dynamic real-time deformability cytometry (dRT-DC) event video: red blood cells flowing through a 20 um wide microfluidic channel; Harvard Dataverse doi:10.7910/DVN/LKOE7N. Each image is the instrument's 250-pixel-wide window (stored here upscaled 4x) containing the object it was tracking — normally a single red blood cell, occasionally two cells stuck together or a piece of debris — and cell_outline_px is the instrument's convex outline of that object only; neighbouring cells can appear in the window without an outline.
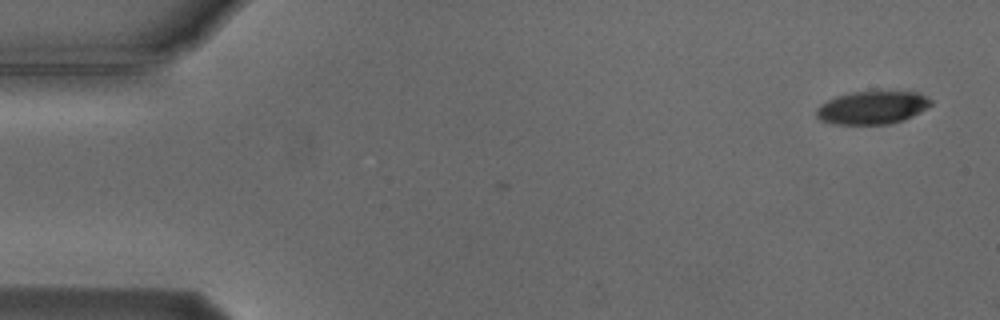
{"species": "Egyptian fruit bat (a non-hibernating species)", "species_latin": "Rousettus aegyptiacus", "temperature_condition": "cold", "stored_images_in_passage": 4, "camera_frame_rate_fps": 3000, "um_per_image_px": 0.085, "animal": {"sex": "male"}, "frame": {"image": 1, "passage_image": 1, "time_ms": 0.0, "image_size_px": [1000, 320], "cell_outline_px": [[932, 104], [920, 112], [904, 120], [888, 124], [832, 124], [820, 120], [816, 116], [816, 108], [820, 104], [836, 96], [852, 92], [916, 92], [932, 100]], "centroid_in_image_um": [74.11, 9.16], "position_along_channel_um": 10.9, "area_um2": 21.91}}
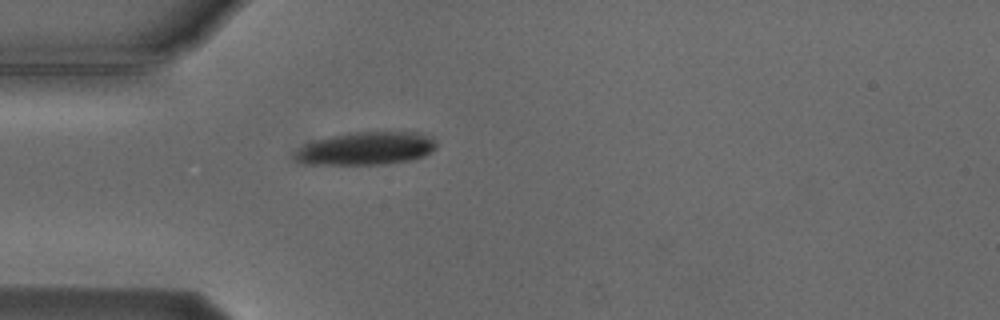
{"frame": {"image": 2, "passage_image": 4, "time_ms": 4.333, "image_size_px": [1000, 320], "cell_outline_px": [[436, 148], [432, 152], [424, 156], [408, 160], [384, 164], [304, 164], [296, 160], [296, 152], [304, 144], [316, 140], [348, 132], [416, 132], [432, 136], [436, 140]], "centroid_in_image_um": [31.17, 12.61], "position_along_channel_um": 53.8, "area_um2": 27.11}}